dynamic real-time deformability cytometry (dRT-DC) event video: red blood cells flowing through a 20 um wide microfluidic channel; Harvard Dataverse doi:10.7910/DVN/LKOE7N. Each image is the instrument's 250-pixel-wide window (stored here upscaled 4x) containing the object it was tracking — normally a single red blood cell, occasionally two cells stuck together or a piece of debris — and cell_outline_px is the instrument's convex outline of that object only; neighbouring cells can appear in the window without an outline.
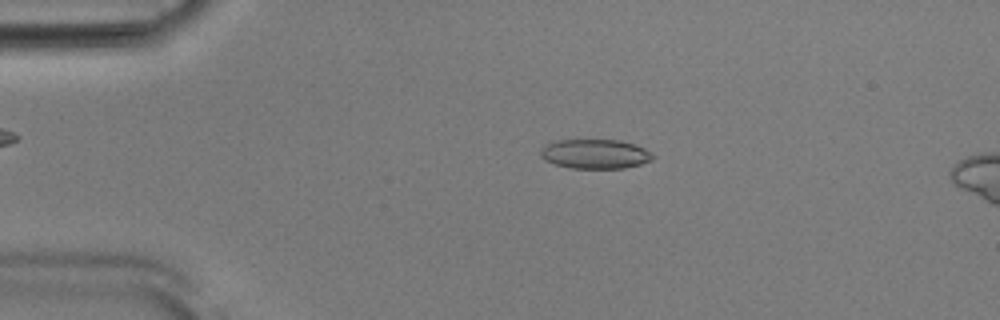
{"species": "Egyptian fruit bat (a non-hibernating species)", "species_latin": "Rousettus aegyptiacus", "temperature_condition": "room temperature", "stored_images_in_passage": 51, "camera_frame_rate_fps": 3000, "um_per_image_px": 0.085, "animal": {"sex": "male"}, "frame": {"image": 1, "passage_image": 10, "time_ms": 3.0, "image_size_px": [1000, 320], "cell_outline_px": [[656, 156], [652, 160], [640, 164], [624, 168], [572, 168], [556, 164], [544, 160], [540, 156], [540, 148], [544, 144], [556, 140], [620, 140], [644, 148]], "centroid_in_image_um": [50.55, 13.08], "position_along_channel_um": 34.4, "area_um2": 19.31}}
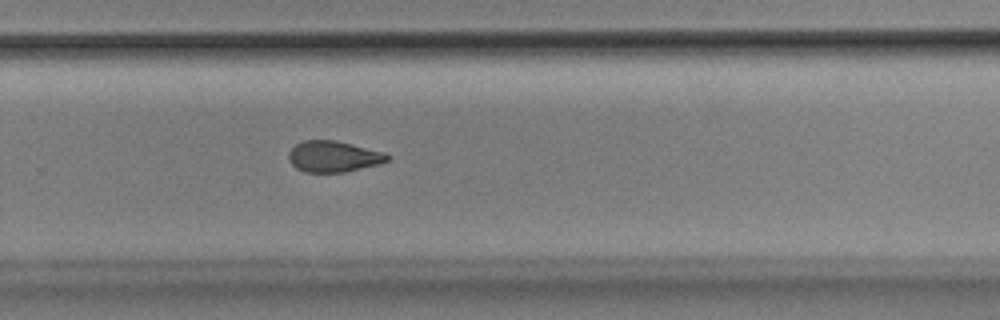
{"frame": {"image": 2, "passage_image": 34, "time_ms": 11.0, "image_size_px": [1000, 320], "cell_outline_px": [[388, 160], [380, 164], [344, 172], [304, 172], [296, 168], [288, 160], [288, 152], [296, 144], [304, 140], [336, 140], [384, 152], [388, 156]], "centroid_in_image_um": [28.31, 13.3], "position_along_channel_um": 301.5, "area_um2": 17.86}}
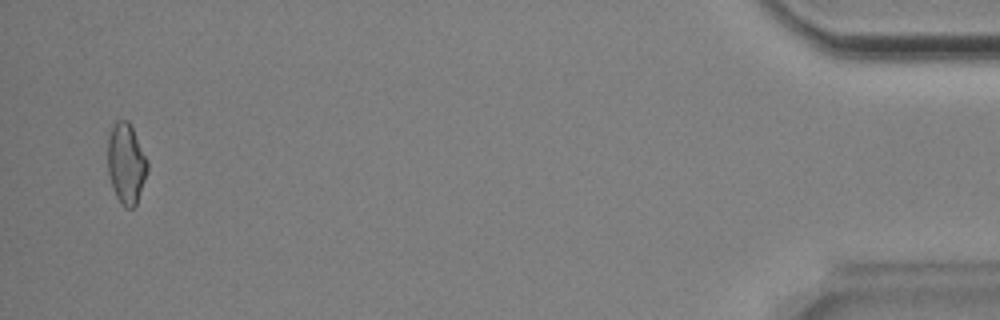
{"frame": {"image": 3, "passage_image": 50, "time_ms": 16.333, "image_size_px": [1000, 320], "cell_outline_px": [[148, 168], [136, 204], [132, 208], [124, 208], [116, 196], [112, 188], [108, 172], [108, 132], [116, 120], [128, 120], [148, 160]], "centroid_in_image_um": [10.71, 13.88], "position_along_channel_um": 424.5, "area_um2": 18.61}, "authors_computed_cell_mechanics": {"area_um2": 18.9006, "velocity_mm_per_s": 3.876, "shape_relaxation_time_tau1_ms": 5.2378, "shape_relaxation_time_tau2_ms": 3.7259, "deformation_change_tau1": 0.1293, "deformation_change_tau2": 0.0943}}